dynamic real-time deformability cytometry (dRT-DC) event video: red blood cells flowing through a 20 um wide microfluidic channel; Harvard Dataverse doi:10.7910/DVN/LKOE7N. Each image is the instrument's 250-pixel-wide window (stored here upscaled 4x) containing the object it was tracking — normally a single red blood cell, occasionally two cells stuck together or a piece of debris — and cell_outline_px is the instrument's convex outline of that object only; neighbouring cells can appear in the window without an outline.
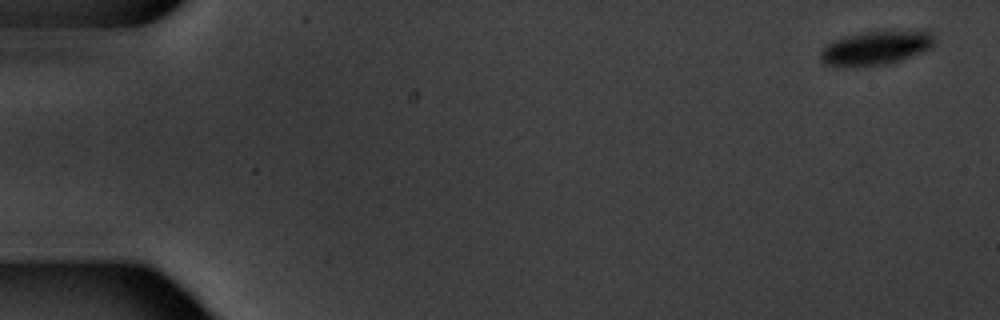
{"species": "common noctule bat (a hibernating species)", "species_latin": "Nyctalus noctula", "temperature_condition": "warm", "stored_images_in_passage": 6, "camera_frame_rate_fps": 3000, "um_per_image_px": 0.085, "animal": {"sex": "male", "body_mass_g": 20.1, "forearm_length_mm": 53.5}, "frame": {"image": 1, "passage_image": 1, "time_ms": 0.0, "image_size_px": [1000, 320], "cell_outline_px": [[936, 44], [932, 48], [900, 60], [888, 64], [856, 68], [844, 68], [824, 64], [820, 60], [820, 52], [828, 44], [836, 40], [848, 36], [864, 32], [924, 28], [932, 32]], "centroid_in_image_um": [74.52, 4.07], "position_along_channel_um": 10.5, "area_um2": 23.41}}
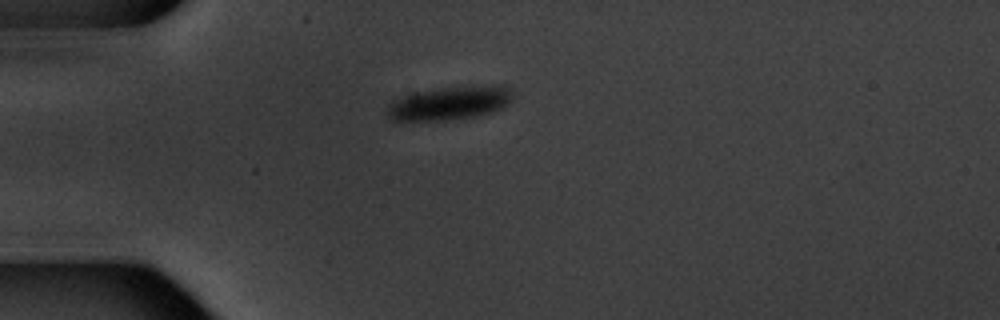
{"frame": {"image": 2, "passage_image": 5, "time_ms": 4.667, "image_size_px": [1000, 320], "cell_outline_px": [[512, 100], [504, 108], [496, 112], [476, 116], [444, 120], [392, 120], [388, 116], [388, 104], [392, 100], [404, 92], [440, 88], [492, 84], [500, 84], [508, 88], [512, 92]], "centroid_in_image_um": [38.22, 8.73], "position_along_channel_um": 46.8, "area_um2": 25.2}}